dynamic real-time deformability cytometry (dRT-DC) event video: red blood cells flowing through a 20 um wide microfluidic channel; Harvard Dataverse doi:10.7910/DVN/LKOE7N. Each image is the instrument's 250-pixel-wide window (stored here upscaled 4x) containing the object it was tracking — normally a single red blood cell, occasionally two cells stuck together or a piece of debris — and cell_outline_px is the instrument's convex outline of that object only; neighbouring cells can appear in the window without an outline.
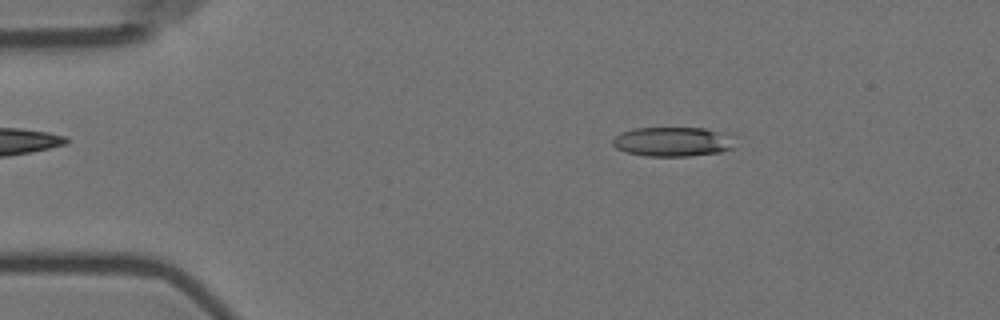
{"species": "Egyptian fruit bat (a non-hibernating species)", "species_latin": "Rousettus aegyptiacus", "temperature_condition": "room temperature", "stored_images_in_passage": 5, "camera_frame_rate_fps": 3000, "um_per_image_px": 0.085, "animal": {"sex": "female"}, "frame": {"image": 1, "passage_image": 2, "time_ms": 1.333, "image_size_px": [1000, 320], "cell_outline_px": [[736, 148], [720, 152], [688, 156], [644, 156], [628, 152], [616, 148], [612, 144], [612, 140], [620, 132], [632, 128], [704, 128], [732, 132], [736, 136]], "centroid_in_image_um": [57.31, 12.03], "position_along_channel_um": 27.7, "area_um2": 21.68}}